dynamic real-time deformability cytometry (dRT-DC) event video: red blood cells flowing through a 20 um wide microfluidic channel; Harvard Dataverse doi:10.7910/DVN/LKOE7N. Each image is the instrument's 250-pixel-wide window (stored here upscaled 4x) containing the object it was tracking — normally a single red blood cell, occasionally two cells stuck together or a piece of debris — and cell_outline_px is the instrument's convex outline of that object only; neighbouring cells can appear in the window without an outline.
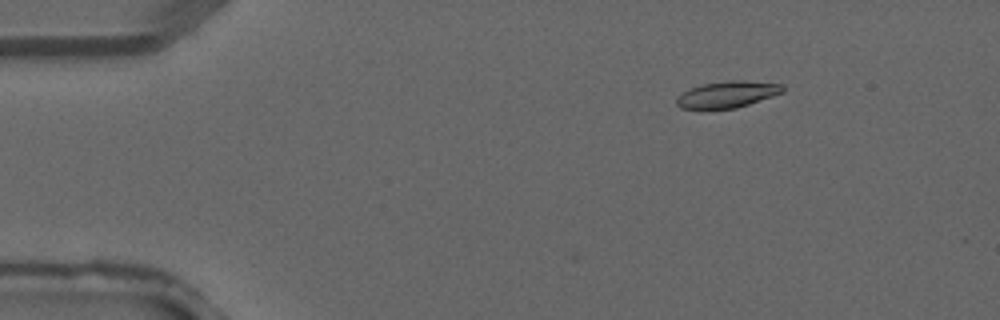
{"species": "common noctule bat (a hibernating species)", "species_latin": "Nyctalus noctula", "temperature_condition": "warm", "stored_images_in_passage": 4, "camera_frame_rate_fps": 3000, "um_per_image_px": 0.085, "animal": {"sex": "male", "forearm_length_mm": 52.5}, "frame": {"image": 1, "passage_image": 1, "time_ms": 0.0, "image_size_px": [1000, 320], "cell_outline_px": [[784, 92], [736, 108], [680, 108], [676, 104], [676, 96], [688, 88], [704, 84], [728, 80], [744, 80], [784, 84]], "centroid_in_image_um": [61.82, 8.0], "position_along_channel_um": 23.2, "area_um2": 16.36}}
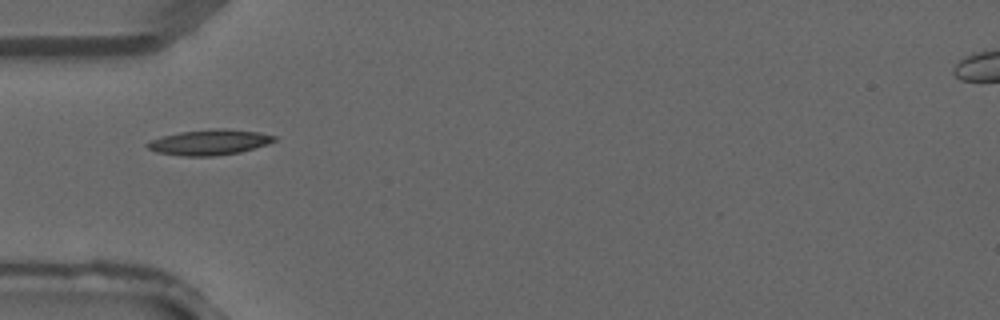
{"frame": {"image": 2, "passage_image": 3, "time_ms": 0.667, "image_size_px": [1000, 320], "cell_outline_px": [[276, 140], [268, 144], [240, 152], [212, 156], [184, 156], [156, 152], [148, 148], [144, 144], [152, 140], [164, 136], [180, 132], [216, 128], [224, 128], [260, 132], [276, 136]], "centroid_in_image_um": [17.83, 12.09], "position_along_channel_um": 67.2, "area_um2": 18.73}}
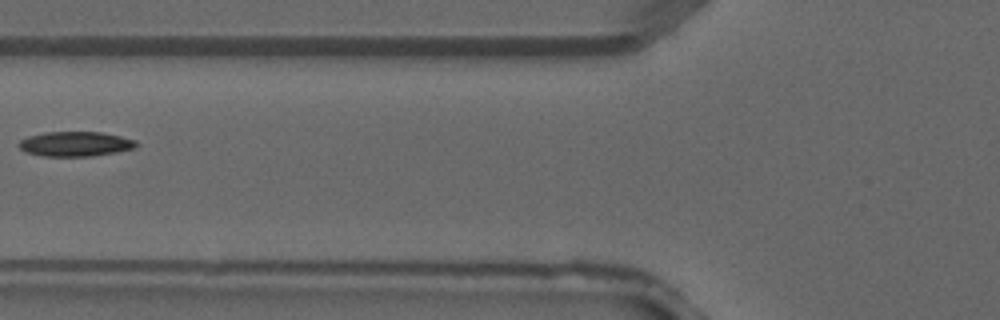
{"frame": {"image": 3, "passage_image": 4, "time_ms": 1.0, "image_size_px": [1000, 320], "cell_outline_px": [[140, 144], [136, 148], [116, 152], [92, 156], [44, 156], [24, 152], [16, 144], [20, 140], [28, 136], [44, 132], [100, 132], [120, 136], [136, 140]], "centroid_in_image_um": [6.4, 12.23], "position_along_channel_um": 119.4, "area_um2": 17.11}}